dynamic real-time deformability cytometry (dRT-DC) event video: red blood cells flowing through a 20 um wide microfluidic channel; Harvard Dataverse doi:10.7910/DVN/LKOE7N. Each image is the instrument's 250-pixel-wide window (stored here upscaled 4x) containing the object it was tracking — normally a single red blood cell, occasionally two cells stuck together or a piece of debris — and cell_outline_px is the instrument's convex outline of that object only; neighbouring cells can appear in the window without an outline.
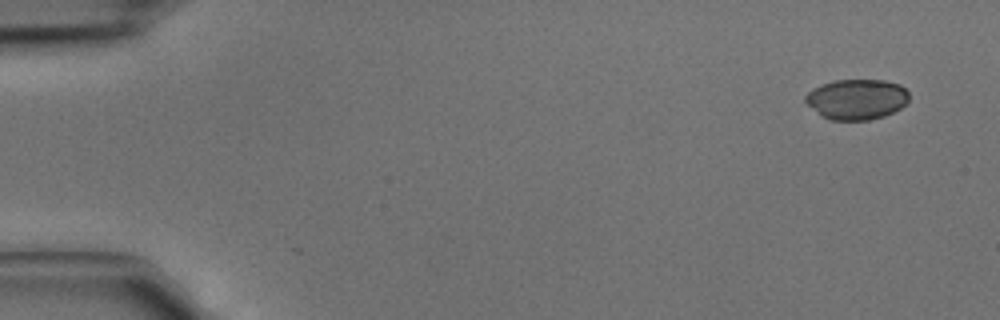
{"species": "common noctule bat (a hibernating species)", "species_latin": "Nyctalus noctula", "temperature_condition": "cold", "stored_images_in_passage": 4, "camera_frame_rate_fps": 3000, "um_per_image_px": 0.085, "animal": {"sex": "male", "body_mass_g": 15.6}, "frame": {"image": 1, "passage_image": 1, "time_ms": 0.0, "image_size_px": [1000, 320], "cell_outline_px": [[908, 100], [900, 108], [884, 116], [868, 120], [832, 120], [820, 116], [804, 100], [804, 96], [812, 88], [820, 84], [832, 80], [884, 80], [900, 84], [908, 92]], "centroid_in_image_um": [72.78, 8.43], "position_along_channel_um": 12.2, "area_um2": 24.51}}
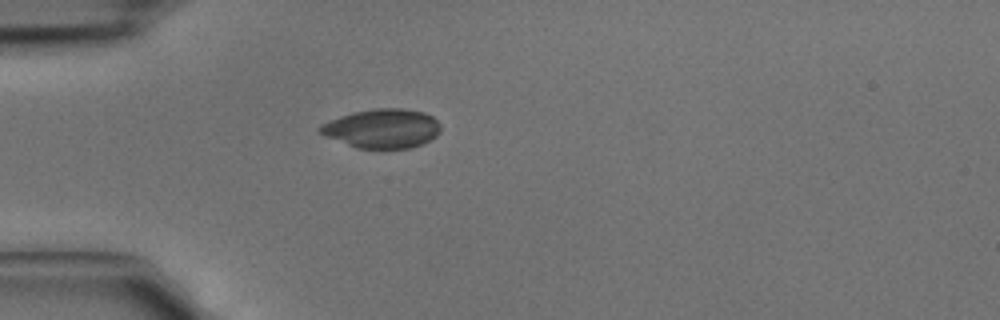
{"frame": {"image": 2, "passage_image": 4, "time_ms": 1.0, "image_size_px": [1000, 320], "cell_outline_px": [[440, 132], [436, 136], [424, 144], [412, 148], [384, 152], [356, 148], [324, 136], [316, 128], [320, 124], [340, 116], [352, 112], [376, 108], [400, 108], [424, 112], [432, 116], [440, 124]], "centroid_in_image_um": [32.48, 10.97], "position_along_channel_um": 52.5, "area_um2": 28.55}}